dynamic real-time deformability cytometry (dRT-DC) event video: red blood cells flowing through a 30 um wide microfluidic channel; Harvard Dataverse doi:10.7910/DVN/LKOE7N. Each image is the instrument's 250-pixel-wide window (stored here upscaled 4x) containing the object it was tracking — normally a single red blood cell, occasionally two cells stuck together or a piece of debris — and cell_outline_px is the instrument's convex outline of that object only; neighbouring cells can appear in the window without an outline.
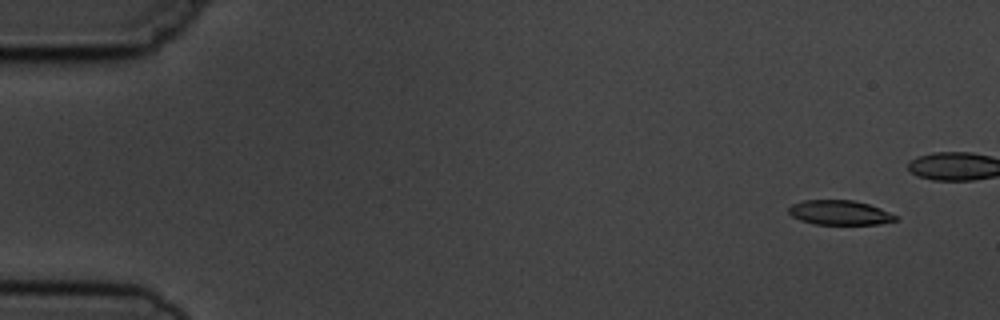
{"species": "common noctule bat (a hibernating species)", "species_latin": "Nyctalus noctula", "temperature_condition": "cold", "stored_images_in_passage": 12, "camera_frame_rate_fps": 3000, "um_per_image_px": 0.085, "animal": {"sex": "male", "body_mass_g": 19.5, "forearm_length_mm": 54.6}, "frame": {"image": 1, "passage_image": 1, "time_ms": 0.0, "image_size_px": [1000, 320], "cell_outline_px": [[900, 220], [880, 224], [816, 224], [800, 220], [792, 216], [788, 212], [788, 208], [792, 204], [804, 200], [852, 200], [868, 204], [880, 208], [900, 216]], "centroid_in_image_um": [71.43, 18.07], "position_along_channel_um": 13.6, "area_um2": 15.43}}
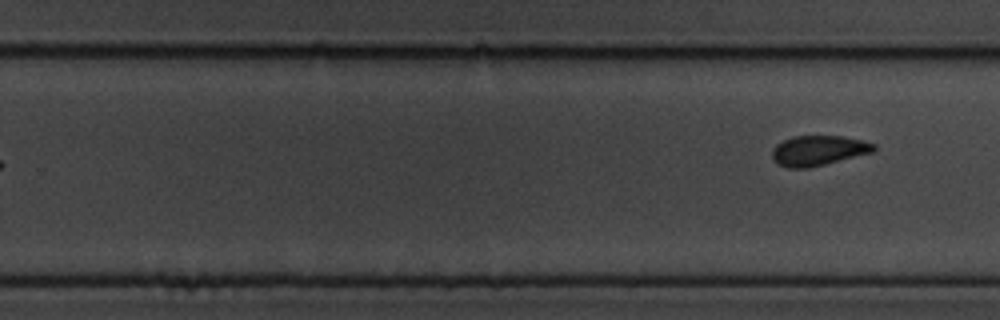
{"frame": {"image": 2, "passage_image": 12, "time_ms": 13.333, "image_size_px": [1000, 320], "cell_outline_px": [[876, 148], [872, 152], [808, 168], [788, 168], [776, 164], [772, 160], [772, 148], [776, 144], [792, 136], [844, 136], [864, 140], [876, 144]], "centroid_in_image_um": [69.53, 12.79], "position_along_channel_um": 260.3, "area_um2": 17.92}}